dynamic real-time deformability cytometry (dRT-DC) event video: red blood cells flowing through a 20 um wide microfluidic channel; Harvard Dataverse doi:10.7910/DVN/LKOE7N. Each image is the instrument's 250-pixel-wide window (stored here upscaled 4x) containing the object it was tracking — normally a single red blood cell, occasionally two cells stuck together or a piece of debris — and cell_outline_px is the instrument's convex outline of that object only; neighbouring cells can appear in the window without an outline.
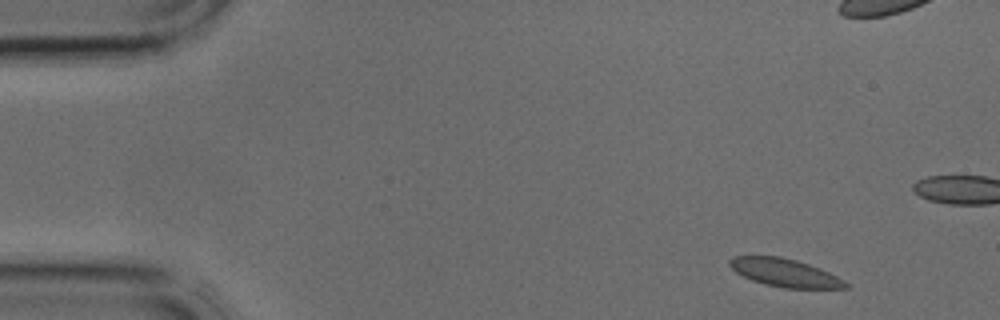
{"species": "common noctule bat (a hibernating species)", "species_latin": "Nyctalus noctula", "temperature_condition": "cold", "stored_images_in_passage": 4, "camera_frame_rate_fps": 3000, "um_per_image_px": 0.085, "animal": {"sex": "male", "body_mass_g": 17.9, "forearm_length_mm": 54.2}, "frame": {"image": 1, "passage_image": 1, "time_ms": 0.0, "image_size_px": [1000, 320], "cell_outline_px": [[852, 284], [848, 288], [784, 288], [764, 284], [752, 280], [736, 272], [728, 264], [728, 260], [732, 256], [780, 256], [796, 260], [820, 268]], "centroid_in_image_um": [66.72, 23.18], "position_along_channel_um": 18.3, "area_um2": 18.96}}